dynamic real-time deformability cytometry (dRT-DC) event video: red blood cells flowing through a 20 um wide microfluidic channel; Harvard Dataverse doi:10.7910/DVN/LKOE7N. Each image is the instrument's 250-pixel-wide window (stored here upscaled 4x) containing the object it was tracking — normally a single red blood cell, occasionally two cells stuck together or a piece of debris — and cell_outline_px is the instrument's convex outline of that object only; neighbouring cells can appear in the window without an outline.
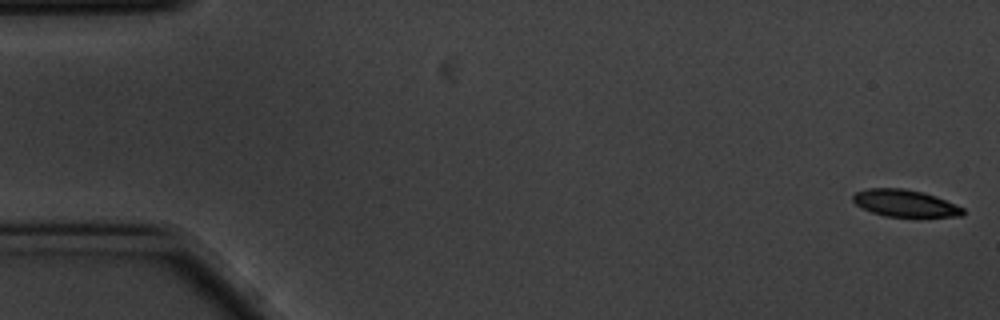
{"species": "common noctule bat (a hibernating species)", "species_latin": "Nyctalus noctula", "temperature_condition": "cold", "stored_images_in_passage": 57, "camera_frame_rate_fps": 3000, "um_per_image_px": 0.085, "animal": {"sex": "male", "body_mass_g": 20.1, "forearm_length_mm": 53.5}, "frame": {"image": 1, "passage_image": 1, "time_ms": 0.0, "image_size_px": [1000, 320], "cell_outline_px": [[964, 216], [884, 216], [872, 212], [856, 204], [852, 200], [852, 196], [856, 192], [868, 188], [904, 188], [924, 192], [936, 196], [964, 208]], "centroid_in_image_um": [76.92, 17.26], "position_along_channel_um": 8.1, "area_um2": 17.17}}
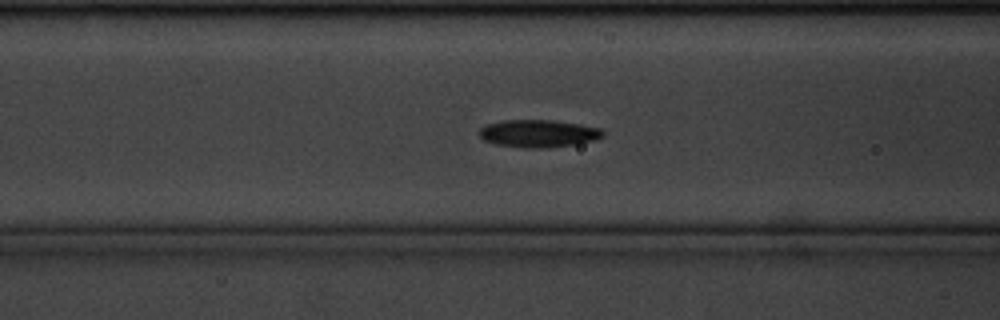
{"frame": {"image": 2, "passage_image": 22, "time_ms": 7.0, "image_size_px": [1000, 320], "cell_outline_px": [[604, 136], [596, 140], [548, 148], [528, 148], [496, 144], [484, 140], [480, 136], [480, 128], [488, 124], [504, 120], [552, 120], [580, 124], [604, 128]], "centroid_in_image_um": [45.82, 11.34], "position_along_channel_um": 120.8, "area_um2": 19.83}}
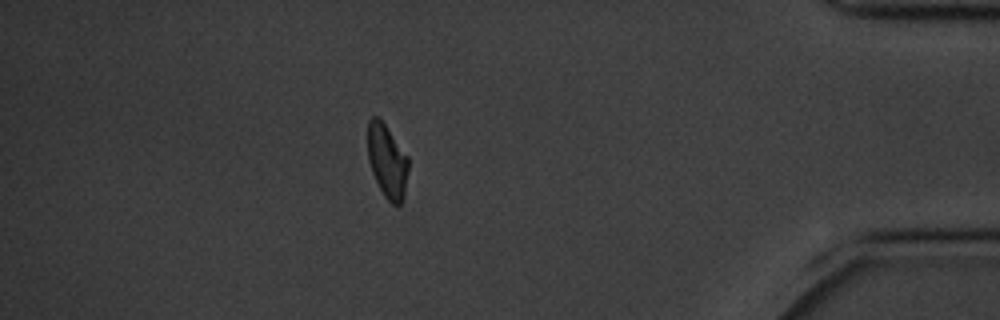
{"frame": {"image": 3, "passage_image": 50, "time_ms": 16.333, "image_size_px": [1000, 320], "cell_outline_px": [[408, 168], [404, 200], [400, 204], [392, 204], [384, 196], [372, 172], [368, 160], [368, 120], [372, 116], [376, 116], [384, 124], [408, 156]], "centroid_in_image_um": [32.91, 13.71], "position_along_channel_um": 402.3, "area_um2": 17.28}, "authors_computed_cell_mechanics": {"area_um2": 18.6116, "velocity_mm_per_s": 3.4821, "shape_relaxation_time_tau1_ms": 2.9118, "shape_relaxation_time_tau2_ms": null, "deformation_change_tau1": 0.1072, "deformation_change_tau2": null}}